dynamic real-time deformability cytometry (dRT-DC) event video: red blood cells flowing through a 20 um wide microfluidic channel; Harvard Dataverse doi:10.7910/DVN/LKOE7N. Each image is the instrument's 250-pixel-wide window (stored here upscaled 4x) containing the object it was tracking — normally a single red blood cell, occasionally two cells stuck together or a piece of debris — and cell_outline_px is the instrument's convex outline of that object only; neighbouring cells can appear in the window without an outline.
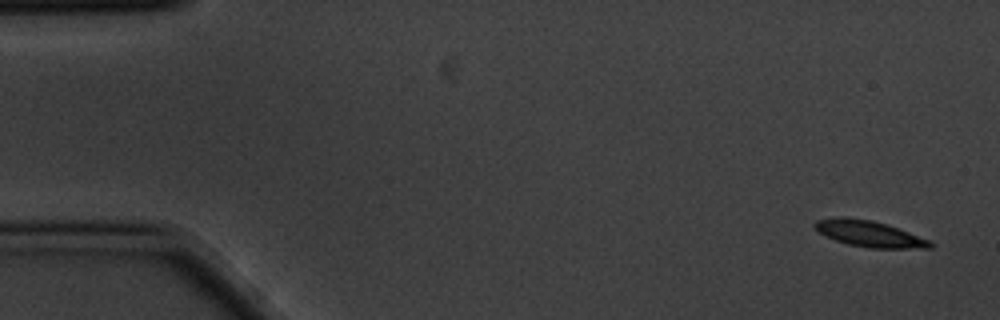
{"species": "common noctule bat (a hibernating species)", "species_latin": "Nyctalus noctula", "temperature_condition": "cold", "stored_images_in_passage": 4, "camera_frame_rate_fps": 3000, "um_per_image_px": 0.085, "animal": {"sex": "male", "body_mass_g": 20.1, "forearm_length_mm": 53.5}, "frame": {"image": 1, "passage_image": 1, "time_ms": 0.0, "image_size_px": [1000, 320], "cell_outline_px": [[936, 244], [932, 248], [868, 248], [848, 244], [836, 240], [812, 228], [812, 224], [816, 220], [840, 216], [844, 216], [872, 220], [888, 224], [928, 240]], "centroid_in_image_um": [73.87, 19.85], "position_along_channel_um": 11.1, "area_um2": 17.63}}
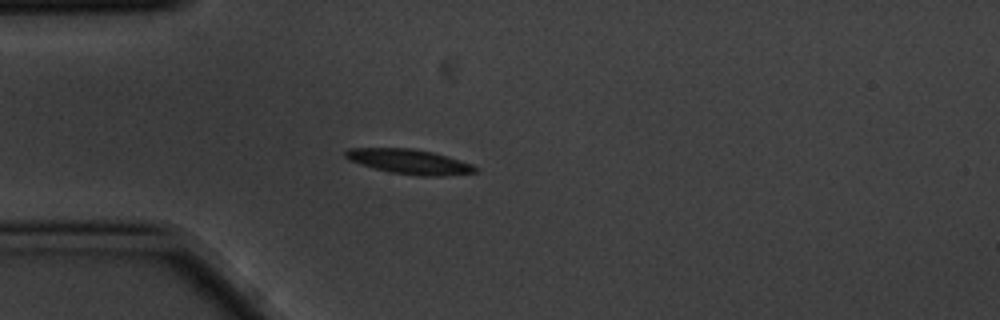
{"frame": {"image": 2, "passage_image": 4, "time_ms": 1.0, "image_size_px": [1000, 320], "cell_outline_px": [[480, 168], [476, 172], [444, 176], [420, 176], [388, 172], [372, 168], [348, 160], [344, 156], [344, 152], [348, 148], [412, 148], [432, 152], [472, 164]], "centroid_in_image_um": [34.77, 13.74], "position_along_channel_um": 50.2, "area_um2": 18.84}}